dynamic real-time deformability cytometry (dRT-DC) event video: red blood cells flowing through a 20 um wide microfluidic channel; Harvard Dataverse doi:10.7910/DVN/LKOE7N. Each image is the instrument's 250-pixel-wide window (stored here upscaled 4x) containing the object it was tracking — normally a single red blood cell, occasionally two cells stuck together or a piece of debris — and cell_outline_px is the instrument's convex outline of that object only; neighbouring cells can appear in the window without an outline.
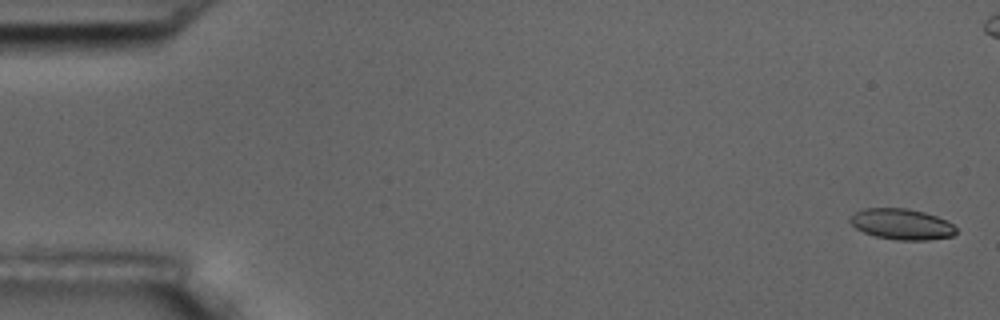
{"species": "common noctule bat (a hibernating species)", "species_latin": "Nyctalus noctula", "temperature_condition": "room temperature", "stored_images_in_passage": 16, "camera_frame_rate_fps": 3000, "um_per_image_px": 0.085, "animal": {"sex": "male", "body_mass_g": 17.5, "forearm_length_mm": 52.3}, "frame": {"image": 1, "passage_image": 1, "time_ms": 0.0, "image_size_px": [1000, 320], "cell_outline_px": [[956, 232], [952, 236], [928, 240], [896, 240], [876, 236], [864, 232], [856, 228], [848, 220], [856, 212], [864, 208], [908, 208], [924, 212], [936, 216], [952, 224], [956, 228]], "centroid_in_image_um": [76.64, 19.05], "position_along_channel_um": 8.4, "area_um2": 18.9}}
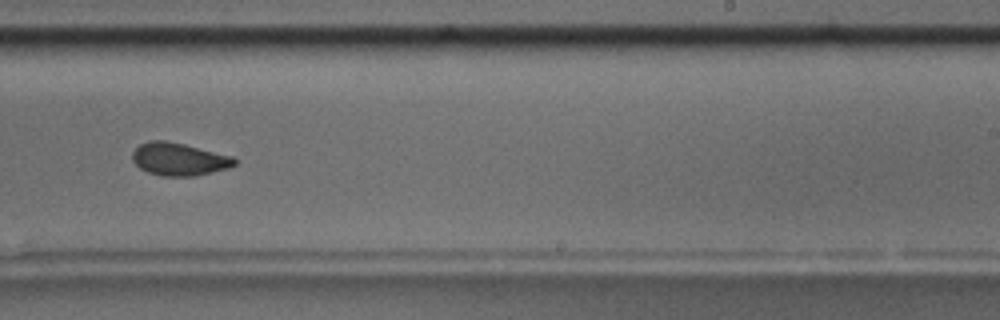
{"frame": {"image": 2, "passage_image": 10, "time_ms": 11.333, "image_size_px": [1000, 320], "cell_outline_px": [[236, 164], [228, 168], [196, 176], [160, 176], [148, 172], [140, 168], [132, 160], [132, 152], [140, 144], [148, 140], [164, 140], [184, 144], [232, 156], [236, 160]], "centroid_in_image_um": [15.19, 13.53], "position_along_channel_um": 273.8, "area_um2": 19.48}, "authors_computed_cell_mechanics": {"area_um2": 19.5942, "velocity_mm_per_s": 3.5992, "shape_relaxation_time_tau1_ms": 5.0419, "shape_relaxation_time_tau2_ms": 1.3259, "deformation_change_tau1": 0.1202, "deformation_change_tau2": 0.0235}}